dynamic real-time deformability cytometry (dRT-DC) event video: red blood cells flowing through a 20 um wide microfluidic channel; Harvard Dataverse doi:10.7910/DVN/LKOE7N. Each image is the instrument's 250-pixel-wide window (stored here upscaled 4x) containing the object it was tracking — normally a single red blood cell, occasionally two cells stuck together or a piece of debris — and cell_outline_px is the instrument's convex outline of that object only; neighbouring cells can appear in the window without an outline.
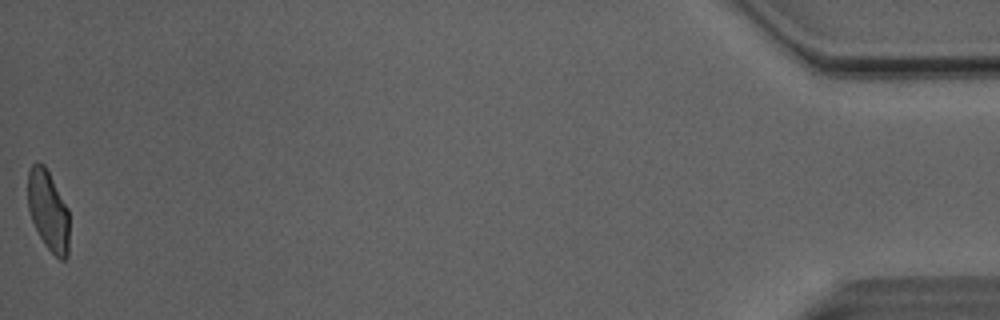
{"species": "Egyptian fruit bat (a non-hibernating species)", "species_latin": "Rousettus aegyptiacus", "temperature_condition": "room temperature", "stored_images_in_passage": 50, "camera_frame_rate_fps": 3000, "um_per_image_px": 0.085, "animal": {"sex": "male"}, "frame": {"image": 1, "passage_image": 50, "time_ms": 16.333, "image_size_px": [1000, 320], "cell_outline_px": [[68, 256], [64, 260], [60, 260], [44, 244], [32, 220], [28, 208], [28, 172], [32, 164], [36, 160], [44, 164], [68, 208]], "centroid_in_image_um": [4.09, 17.88], "position_along_channel_um": 431.1, "area_um2": 19.25}, "authors_computed_cell_mechanics": {"area_um2": 20.9236, "velocity_mm_per_s": 4.1014, "shape_relaxation_time_tau1_ms": 5.1701, "shape_relaxation_time_tau2_ms": 1.0476, "deformation_change_tau1": 0.1532, "deformation_change_tau2": 0.0762}}